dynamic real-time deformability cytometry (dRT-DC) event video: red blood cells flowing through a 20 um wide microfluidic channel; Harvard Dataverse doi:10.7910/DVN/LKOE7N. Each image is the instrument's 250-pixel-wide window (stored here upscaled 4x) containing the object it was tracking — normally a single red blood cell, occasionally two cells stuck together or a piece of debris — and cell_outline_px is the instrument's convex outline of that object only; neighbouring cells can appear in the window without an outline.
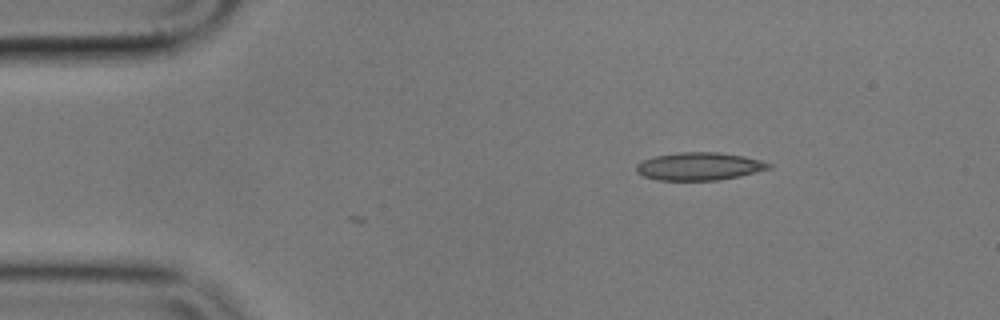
{"species": "common noctule bat (a hibernating species)", "species_latin": "Nyctalus noctula", "temperature_condition": "cold", "stored_images_in_passage": 3, "camera_frame_rate_fps": 3000, "um_per_image_px": 0.085, "animal": {"sex": "male", "body_mass_g": 17.9}, "frame": {"image": 1, "passage_image": 3, "time_ms": 0.667, "image_size_px": [1000, 320], "cell_outline_px": [[772, 168], [740, 176], [716, 180], [656, 180], [644, 176], [636, 172], [636, 164], [640, 160], [656, 156], [680, 152], [720, 152], [744, 156], [760, 160], [772, 164]], "centroid_in_image_um": [59.42, 14.13], "position_along_channel_um": 25.6, "area_um2": 21.56}}